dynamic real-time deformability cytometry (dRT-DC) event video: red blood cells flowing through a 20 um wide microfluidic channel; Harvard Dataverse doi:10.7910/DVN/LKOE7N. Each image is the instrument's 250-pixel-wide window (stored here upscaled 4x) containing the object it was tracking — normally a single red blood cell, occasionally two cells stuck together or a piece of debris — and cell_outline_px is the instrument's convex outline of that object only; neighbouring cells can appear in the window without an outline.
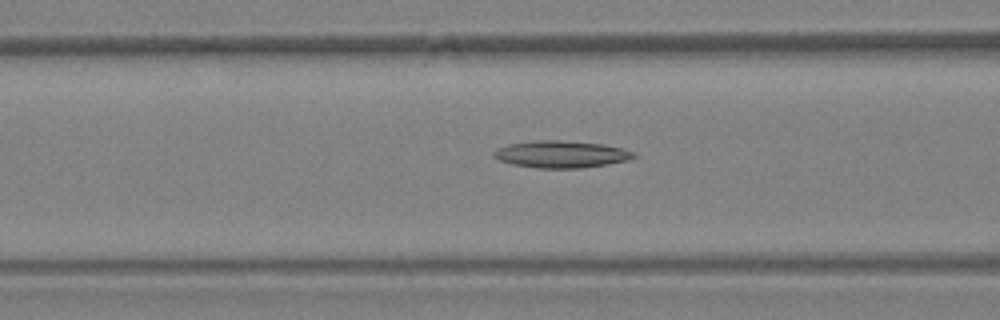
{"species": "Egyptian fruit bat (a non-hibernating species)", "species_latin": "Rousettus aegyptiacus", "temperature_condition": "warm", "stored_images_in_passage": 28, "camera_frame_rate_fps": 3000, "um_per_image_px": 0.085, "animal": {"sex": "female"}, "frame": {"image": 1, "passage_image": 7, "time_ms": 2.0, "image_size_px": [1000, 320], "cell_outline_px": [[636, 156], [628, 160], [608, 164], [584, 168], [536, 168], [512, 164], [500, 160], [492, 156], [492, 152], [508, 144], [540, 140], [556, 140], [600, 144], [620, 148], [636, 152]], "centroid_in_image_um": [47.7, 13.12], "position_along_channel_um": 118.9, "area_um2": 21.85}}
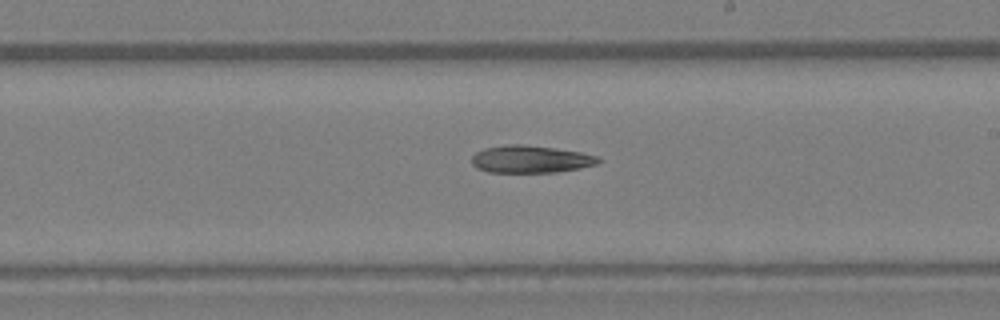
{"frame": {"image": 2, "passage_image": 14, "time_ms": 4.333, "image_size_px": [1000, 320], "cell_outline_px": [[604, 160], [596, 164], [580, 168], [556, 172], [488, 172], [476, 168], [472, 164], [472, 156], [476, 152], [484, 148], [504, 144], [520, 144], [552, 148], [580, 152], [600, 156]], "centroid_in_image_um": [45.11, 13.53], "position_along_channel_um": 243.9, "area_um2": 20.29}}
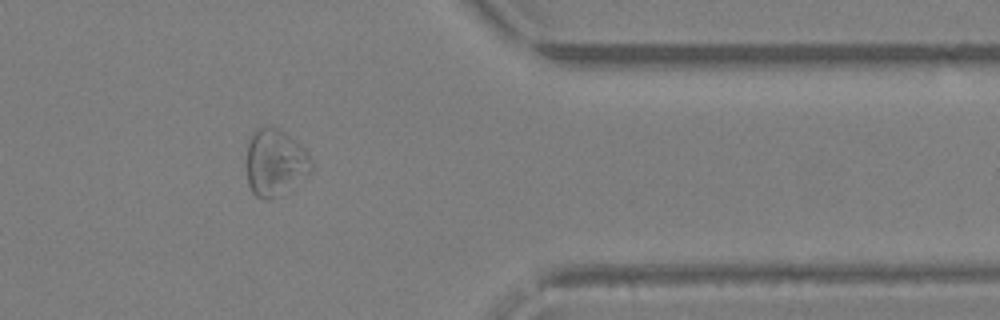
{"frame": {"image": 3, "passage_image": 23, "time_ms": 7.333, "image_size_px": [1000, 320], "cell_outline_px": [[312, 172], [308, 176], [268, 200], [264, 200], [256, 196], [252, 192], [248, 184], [248, 140], [252, 132], [256, 128], [264, 124], [276, 128], [292, 136], [304, 148], [312, 160]], "centroid_in_image_um": [23.4, 13.77], "position_along_channel_um": 388.0, "area_um2": 25.26}}